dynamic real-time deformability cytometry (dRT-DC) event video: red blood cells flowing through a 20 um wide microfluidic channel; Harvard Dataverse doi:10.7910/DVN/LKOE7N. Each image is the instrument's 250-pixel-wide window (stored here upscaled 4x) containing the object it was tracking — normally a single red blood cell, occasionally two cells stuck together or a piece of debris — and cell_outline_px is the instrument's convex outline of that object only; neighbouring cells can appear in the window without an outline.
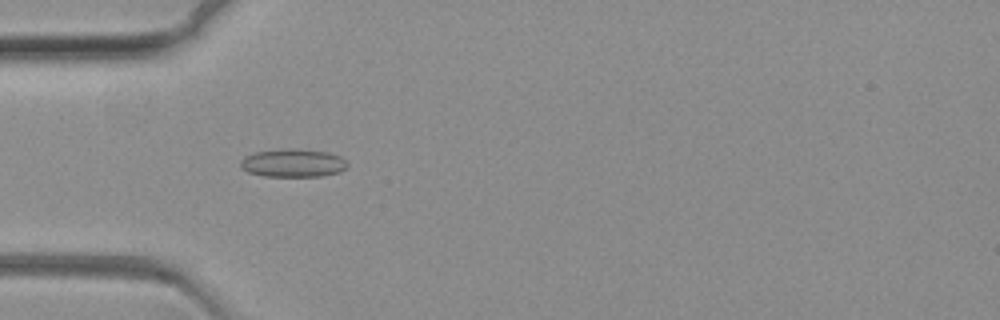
{"species": "common noctule bat (a hibernating species)", "species_latin": "Nyctalus noctula", "temperature_condition": "warm", "stored_images_in_passage": 50, "camera_frame_rate_fps": 3000, "um_per_image_px": 0.085, "animal": {"sex": "female", "body_mass_g": 19.3, "forearm_length_mm": 54.1}, "frame": {"image": 1, "passage_image": 1, "time_ms": 0.0, "image_size_px": [1000, 320], "cell_outline_px": [[348, 168], [340, 172], [320, 176], [264, 176], [248, 172], [240, 168], [240, 160], [244, 156], [252, 152], [288, 148], [296, 148], [328, 152], [340, 156], [348, 164]], "centroid_in_image_um": [24.88, 13.85], "position_along_channel_um": 60.1, "area_um2": 17.8}}
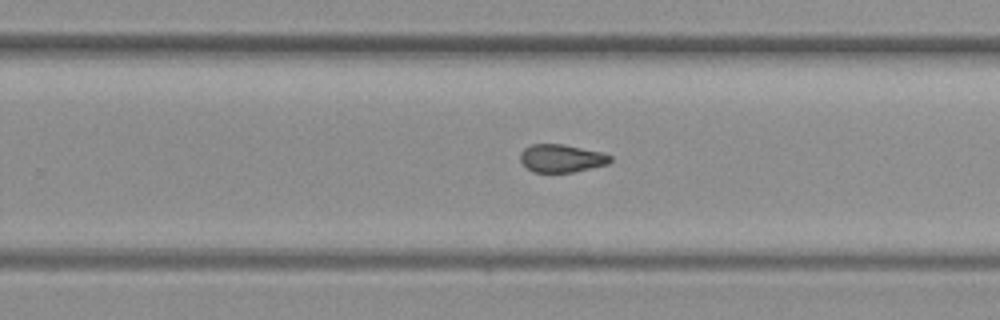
{"frame": {"image": 2, "passage_image": 24, "time_ms": 7.667, "image_size_px": [1000, 320], "cell_outline_px": [[612, 160], [608, 164], [572, 172], [532, 172], [520, 160], [520, 152], [524, 148], [532, 144], [564, 144], [600, 152], [612, 156]], "centroid_in_image_um": [47.71, 13.45], "position_along_channel_um": 282.1, "area_um2": 14.57}}
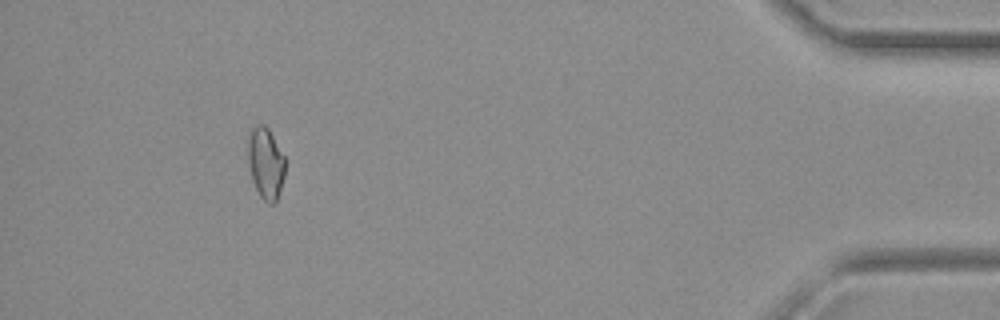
{"frame": {"image": 3, "passage_image": 44, "time_ms": 14.333, "image_size_px": [1000, 320], "cell_outline_px": [[284, 176], [276, 200], [272, 204], [268, 204], [260, 196], [252, 180], [248, 160], [248, 140], [252, 128], [256, 124], [264, 124], [268, 128], [284, 156]], "centroid_in_image_um": [22.57, 13.86], "position_along_channel_um": 412.6, "area_um2": 15.2}}